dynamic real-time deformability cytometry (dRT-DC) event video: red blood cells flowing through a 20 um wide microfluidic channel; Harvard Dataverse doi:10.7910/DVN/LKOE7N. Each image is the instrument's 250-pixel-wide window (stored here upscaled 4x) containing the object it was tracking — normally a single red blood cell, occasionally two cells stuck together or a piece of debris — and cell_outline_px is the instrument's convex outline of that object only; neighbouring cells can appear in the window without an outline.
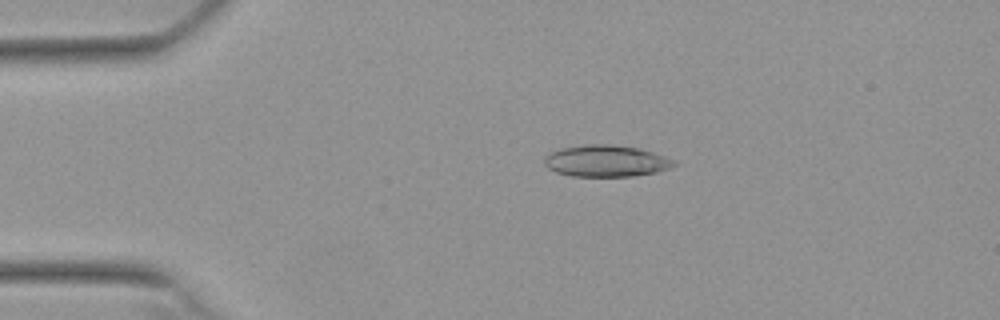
{"species": "Egyptian fruit bat (a non-hibernating species)", "species_latin": "Rousettus aegyptiacus", "temperature_condition": "warm", "stored_images_in_passage": 48, "camera_frame_rate_fps": 3000, "um_per_image_px": 0.085, "animal": {"sex": "female"}, "frame": {"image": 1, "passage_image": 6, "time_ms": 1.667, "image_size_px": [1000, 320], "cell_outline_px": [[680, 164], [672, 168], [656, 172], [632, 176], [572, 176], [556, 172], [548, 168], [544, 164], [544, 156], [552, 152], [564, 148], [584, 144], [612, 144], [640, 148], [664, 156]], "centroid_in_image_um": [51.54, 13.68], "position_along_channel_um": 33.5, "area_um2": 23.93}}
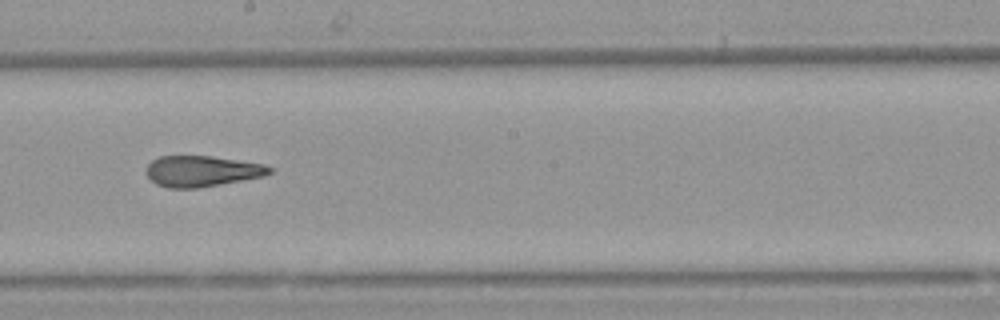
{"frame": {"image": 2, "passage_image": 25, "time_ms": 8.0, "image_size_px": [1000, 320], "cell_outline_px": [[272, 172], [264, 176], [196, 188], [168, 188], [156, 184], [144, 172], [148, 164], [152, 160], [160, 156], [212, 156], [264, 164], [272, 168]], "centroid_in_image_um": [17.13, 14.54], "position_along_channel_um": 231.1, "area_um2": 22.08}}
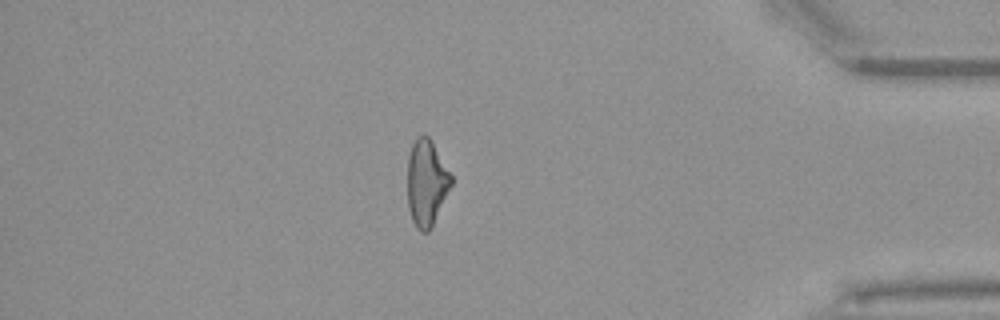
{"frame": {"image": 3, "passage_image": 41, "time_ms": 13.333, "image_size_px": [1000, 320], "cell_outline_px": [[452, 184], [432, 228], [428, 232], [420, 232], [416, 228], [412, 220], [408, 208], [408, 156], [412, 144], [424, 132], [432, 140], [452, 176]], "centroid_in_image_um": [36.26, 15.56], "position_along_channel_um": 398.9, "area_um2": 22.14}, "authors_computed_cell_mechanics": {"area_um2": 23.2067, "velocity_mm_per_s": 3.8379, "shape_relaxation_time_tau1_ms": null, "shape_relaxation_time_tau2_ms": 2.541, "deformation_change_tau1": null, "deformation_change_tau2": 0.1114}}